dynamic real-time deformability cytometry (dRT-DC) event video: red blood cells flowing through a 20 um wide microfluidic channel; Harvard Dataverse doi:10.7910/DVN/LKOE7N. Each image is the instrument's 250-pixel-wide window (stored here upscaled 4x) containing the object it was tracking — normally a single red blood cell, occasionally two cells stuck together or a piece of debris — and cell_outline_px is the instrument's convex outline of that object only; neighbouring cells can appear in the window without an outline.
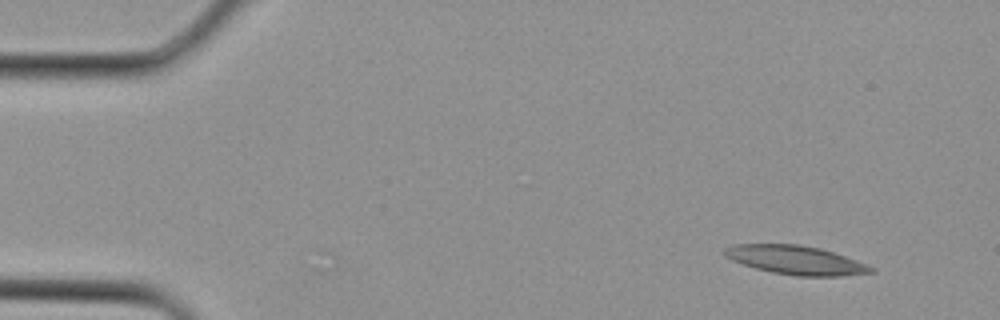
{"species": "Egyptian fruit bat (a non-hibernating species)", "species_latin": "Rousettus aegyptiacus", "temperature_condition": "cold", "stored_images_in_passage": 3, "camera_frame_rate_fps": 3000, "um_per_image_px": 0.085, "animal": {"sex": "female"}, "frame": {"image": 1, "passage_image": 1, "time_ms": 0.0, "image_size_px": [1000, 320], "cell_outline_px": [[876, 272], [840, 276], [796, 276], [772, 272], [756, 268], [732, 260], [724, 256], [724, 248], [736, 244], [800, 244], [820, 248], [868, 264], [876, 268]], "centroid_in_image_um": [67.67, 22.11], "position_along_channel_um": 17.3, "area_um2": 24.57}}